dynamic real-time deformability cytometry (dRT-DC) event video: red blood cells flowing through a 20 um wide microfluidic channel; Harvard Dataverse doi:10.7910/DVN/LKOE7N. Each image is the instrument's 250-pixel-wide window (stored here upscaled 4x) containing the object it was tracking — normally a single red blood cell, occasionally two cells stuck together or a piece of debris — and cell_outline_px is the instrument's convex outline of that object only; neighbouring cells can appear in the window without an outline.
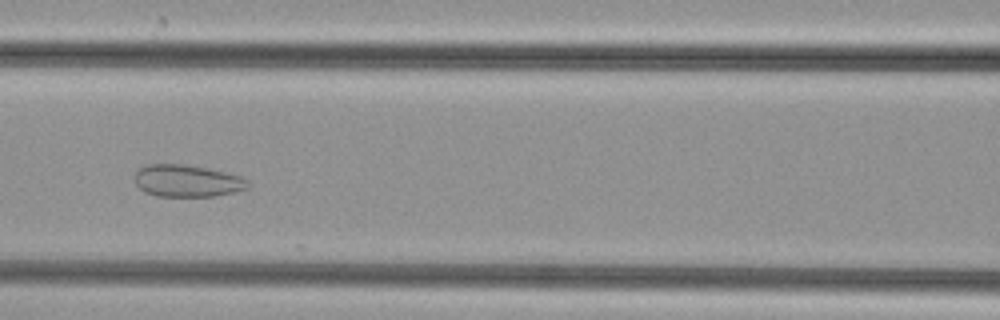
{"species": "common noctule bat (a hibernating species)", "species_latin": "Nyctalus noctula", "temperature_condition": "cold", "stored_images_in_passage": 46, "camera_frame_rate_fps": 3000, "um_per_image_px": 0.085, "animal": {"sex": "female", "body_mass_g": 29.2, "forearm_length_mm": 56.3}, "frame": {"image": 1, "passage_image": 19, "time_ms": 6.0, "image_size_px": [1000, 320], "cell_outline_px": [[252, 184], [248, 188], [236, 192], [216, 196], [156, 196], [144, 192], [136, 184], [136, 172], [144, 164], [184, 164], [208, 168], [240, 176], [248, 180]], "centroid_in_image_um": [15.94, 15.37], "position_along_channel_um": 150.7, "area_um2": 21.33}}
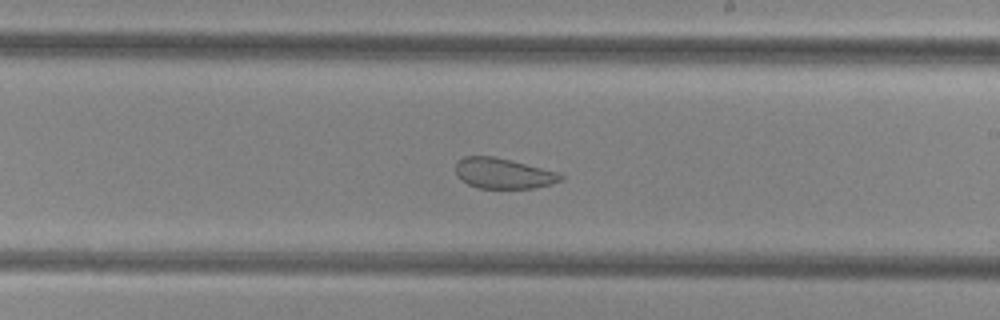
{"frame": {"image": 2, "passage_image": 26, "time_ms": 8.333, "image_size_px": [1000, 320], "cell_outline_px": [[564, 180], [552, 184], [532, 188], [480, 188], [468, 184], [460, 180], [456, 176], [456, 164], [464, 156], [492, 156], [560, 172], [564, 176]], "centroid_in_image_um": [42.8, 14.75], "position_along_channel_um": 246.2, "area_um2": 18.67}}
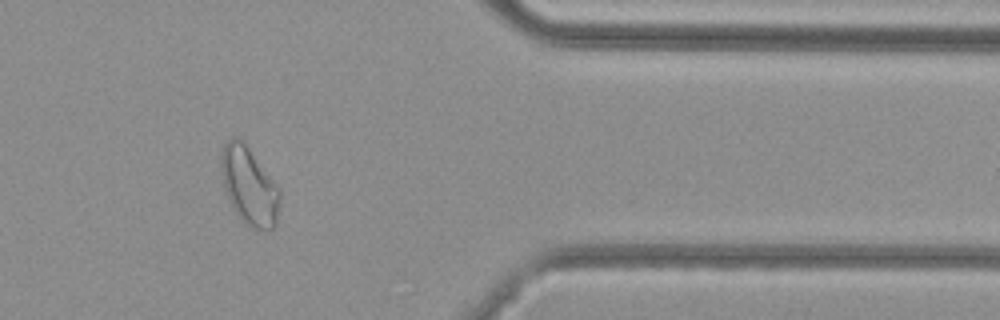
{"frame": {"image": 3, "passage_image": 38, "time_ms": 12.333, "image_size_px": [1000, 320], "cell_outline_px": [[280, 200], [276, 224], [272, 228], [252, 228], [240, 220], [236, 216], [224, 188], [220, 168], [220, 152], [224, 144], [232, 136], [236, 136], [248, 148], [280, 188]], "centroid_in_image_um": [21.15, 15.8], "position_along_channel_um": 390.2, "area_um2": 26.53}}